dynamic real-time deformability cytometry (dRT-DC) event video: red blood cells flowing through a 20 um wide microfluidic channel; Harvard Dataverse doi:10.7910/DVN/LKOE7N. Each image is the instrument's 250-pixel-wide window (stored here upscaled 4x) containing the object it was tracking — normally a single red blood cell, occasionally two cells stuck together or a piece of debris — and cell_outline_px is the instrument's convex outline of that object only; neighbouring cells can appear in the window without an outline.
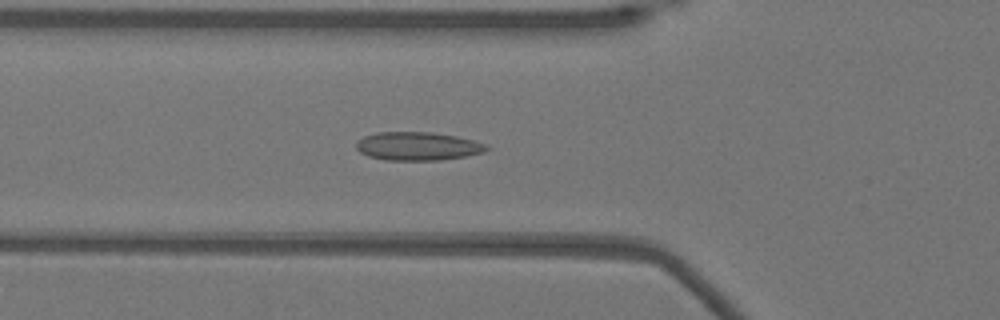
{"species": "Egyptian fruit bat (a non-hibernating species)", "species_latin": "Rousettus aegyptiacus", "temperature_condition": "warm", "stored_images_in_passage": 43, "camera_frame_rate_fps": 3000, "um_per_image_px": 0.085, "animal": {"sex": "female"}, "frame": {"image": 1, "passage_image": 9, "time_ms": 2.667, "image_size_px": [1000, 320], "cell_outline_px": [[492, 148], [484, 152], [464, 156], [440, 160], [384, 160], [368, 156], [360, 152], [356, 148], [356, 140], [364, 136], [376, 132], [432, 132], [456, 136], [488, 144]], "centroid_in_image_um": [35.5, 12.42], "position_along_channel_um": 90.3, "area_um2": 21.73}}
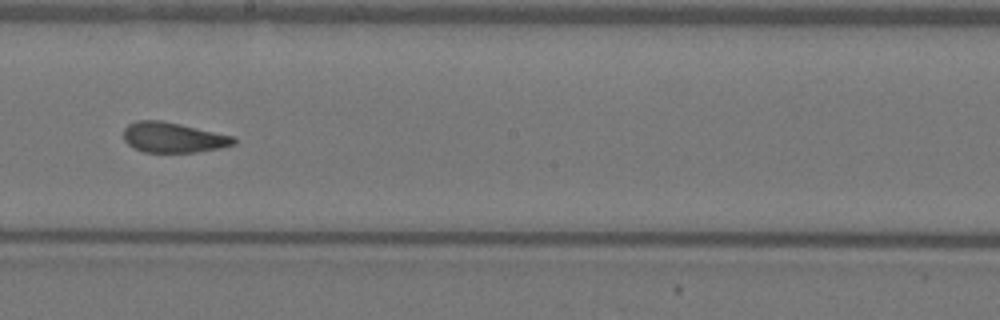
{"frame": {"image": 2, "passage_image": 20, "time_ms": 6.333, "image_size_px": [1000, 320], "cell_outline_px": [[236, 144], [196, 152], [144, 152], [128, 144], [124, 140], [124, 128], [128, 124], [136, 120], [160, 120], [180, 124], [236, 136]], "centroid_in_image_um": [14.72, 11.67], "position_along_channel_um": 233.5, "area_um2": 19.36}}
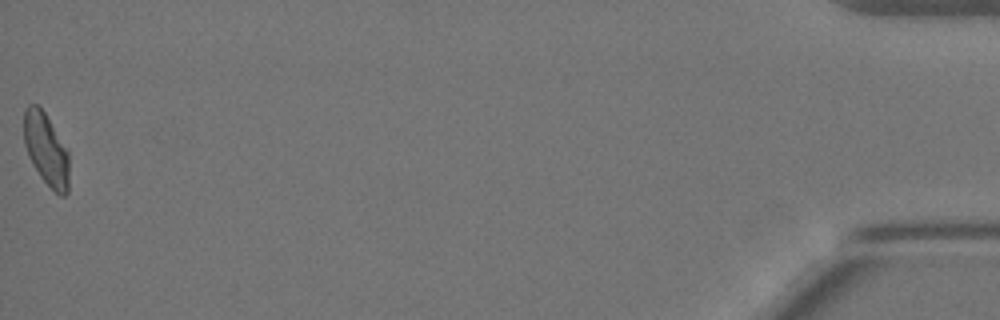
{"frame": {"image": 3, "passage_image": 43, "time_ms": 14.0, "image_size_px": [1000, 320], "cell_outline_px": [[68, 192], [64, 196], [60, 196], [40, 176], [32, 164], [28, 156], [24, 144], [24, 108], [28, 104], [40, 104], [68, 148]], "centroid_in_image_um": [3.92, 12.64], "position_along_channel_um": 431.3, "area_um2": 19.36}, "authors_computed_cell_mechanics": {"area_um2": 19.8254, "velocity_mm_per_s": 3.8843, "shape_relaxation_time_tau1_ms": null, "shape_relaxation_time_tau2_ms": 1.1735, "deformation_change_tau1": null, "deformation_change_tau2": 0.0712}}